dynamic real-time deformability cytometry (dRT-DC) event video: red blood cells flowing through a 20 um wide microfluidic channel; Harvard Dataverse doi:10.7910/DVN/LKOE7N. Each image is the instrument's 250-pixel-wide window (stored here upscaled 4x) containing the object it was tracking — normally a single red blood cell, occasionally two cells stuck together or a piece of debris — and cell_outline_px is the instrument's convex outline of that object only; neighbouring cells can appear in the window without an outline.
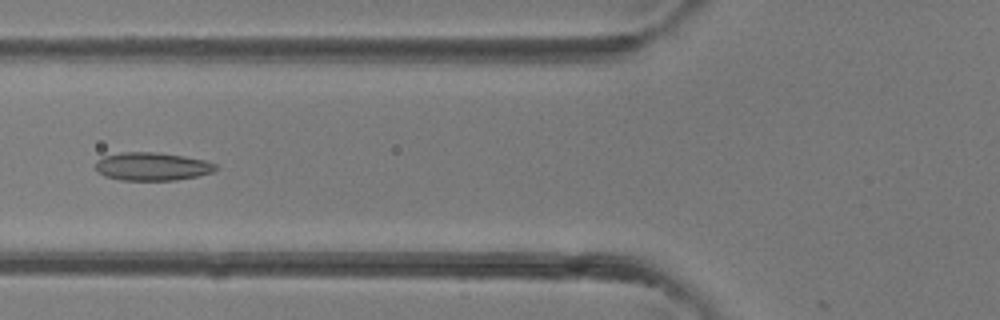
{"species": "common noctule bat (a hibernating species)", "species_latin": "Nyctalus noctula", "temperature_condition": "room temperature", "stored_images_in_passage": 28, "camera_frame_rate_fps": 3000, "um_per_image_px": 0.085, "animal": {"sex": "female"}, "frame": {"image": 1, "passage_image": 4, "time_ms": 1.0, "image_size_px": [1000, 320], "cell_outline_px": [[216, 168], [212, 172], [196, 176], [176, 180], [120, 180], [104, 176], [96, 172], [96, 160], [104, 156], [120, 152], [160, 152], [184, 156], [204, 160], [216, 164]], "centroid_in_image_um": [12.88, 14.14], "position_along_channel_um": 112.9, "area_um2": 19.77}}
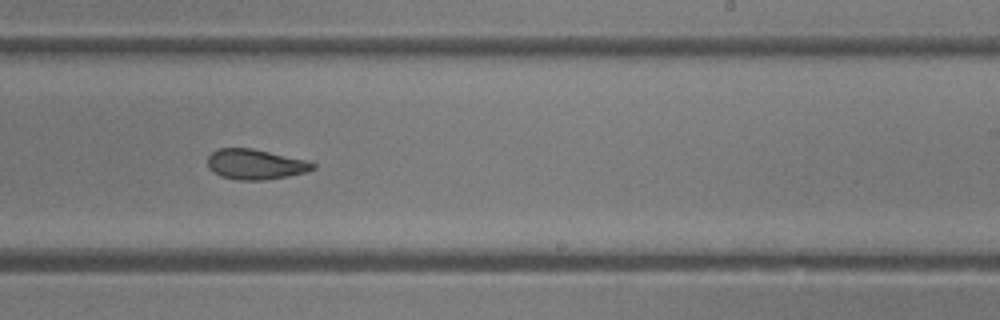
{"frame": {"image": 2, "passage_image": 13, "time_ms": 4.0, "image_size_px": [1000, 320], "cell_outline_px": [[316, 168], [308, 172], [288, 176], [264, 180], [240, 180], [220, 176], [208, 168], [208, 156], [212, 152], [220, 148], [252, 148], [308, 160], [316, 164]], "centroid_in_image_um": [21.74, 13.96], "position_along_channel_um": 267.3, "area_um2": 18.67}}
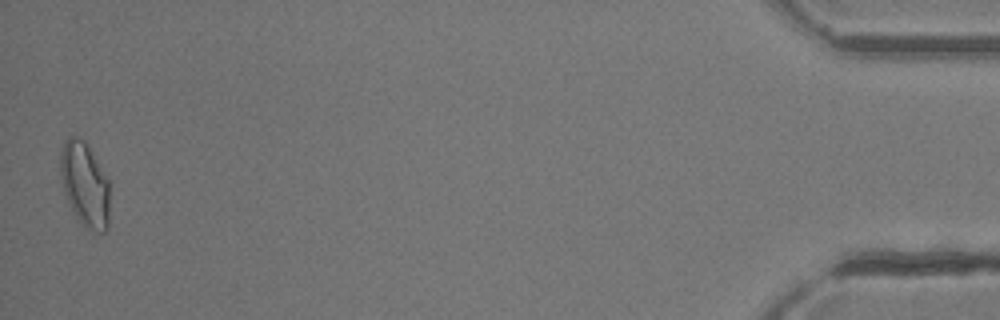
{"frame": {"image": 3, "passage_image": 28, "time_ms": 9.0, "image_size_px": [1000, 320], "cell_outline_px": [[108, 228], [104, 232], [96, 232], [84, 224], [76, 216], [64, 192], [60, 176], [60, 152], [64, 140], [68, 136], [76, 136], [84, 140], [108, 176]], "centroid_in_image_um": [7.2, 15.61], "position_along_channel_um": 428.0, "area_um2": 24.1}}